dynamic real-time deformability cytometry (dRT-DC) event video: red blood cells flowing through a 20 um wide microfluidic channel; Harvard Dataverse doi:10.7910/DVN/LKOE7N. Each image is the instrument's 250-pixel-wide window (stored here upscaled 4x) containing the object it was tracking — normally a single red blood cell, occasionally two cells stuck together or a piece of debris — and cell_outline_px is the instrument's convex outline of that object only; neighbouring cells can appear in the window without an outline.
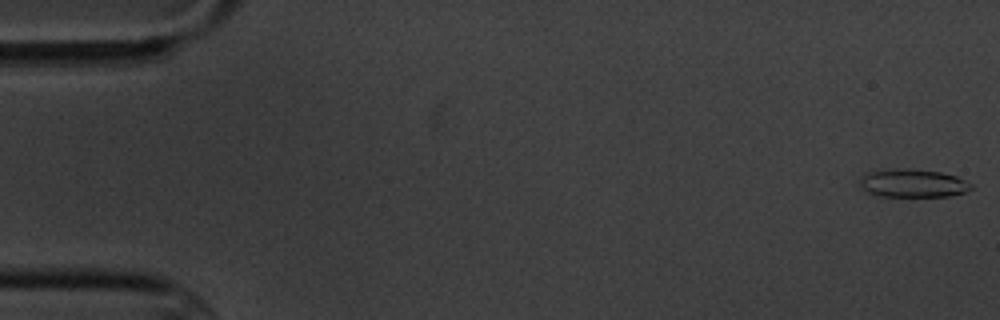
{"species": "common noctule bat (a hibernating species)", "species_latin": "Nyctalus noctula", "temperature_condition": "cold", "stored_images_in_passage": 5, "camera_frame_rate_fps": 3000, "um_per_image_px": 0.085, "animal": {"sex": "male", "body_mass_g": 20.1, "forearm_length_mm": 53.5}, "frame": {"image": 1, "passage_image": 1, "time_ms": 0.0, "image_size_px": [1000, 320], "cell_outline_px": [[972, 188], [964, 192], [948, 196], [880, 196], [868, 192], [860, 188], [860, 180], [864, 176], [872, 172], [896, 168], [908, 168], [940, 172], [956, 176], [972, 184]], "centroid_in_image_um": [77.61, 15.57], "position_along_channel_um": 7.4, "area_um2": 18.03}}
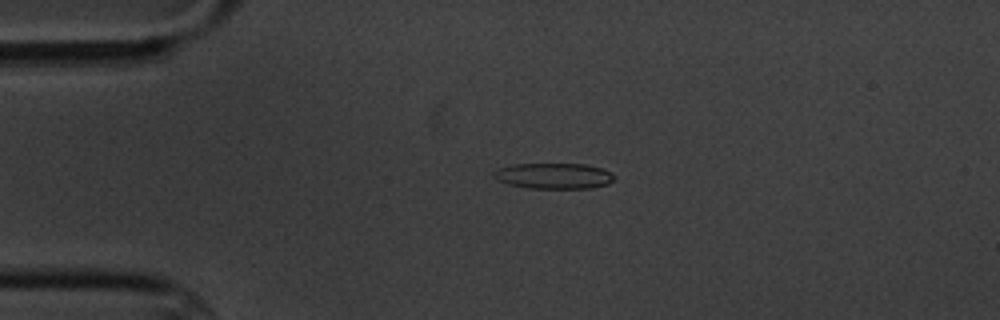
{"frame": {"image": 2, "passage_image": 4, "time_ms": 4.0, "image_size_px": [1000, 320], "cell_outline_px": [[616, 176], [608, 184], [592, 188], [528, 188], [508, 184], [500, 180], [492, 172], [500, 168], [512, 164], [584, 164], [604, 168], [612, 172]], "centroid_in_image_um": [47.14, 14.95], "position_along_channel_um": 37.9, "area_um2": 18.03}}